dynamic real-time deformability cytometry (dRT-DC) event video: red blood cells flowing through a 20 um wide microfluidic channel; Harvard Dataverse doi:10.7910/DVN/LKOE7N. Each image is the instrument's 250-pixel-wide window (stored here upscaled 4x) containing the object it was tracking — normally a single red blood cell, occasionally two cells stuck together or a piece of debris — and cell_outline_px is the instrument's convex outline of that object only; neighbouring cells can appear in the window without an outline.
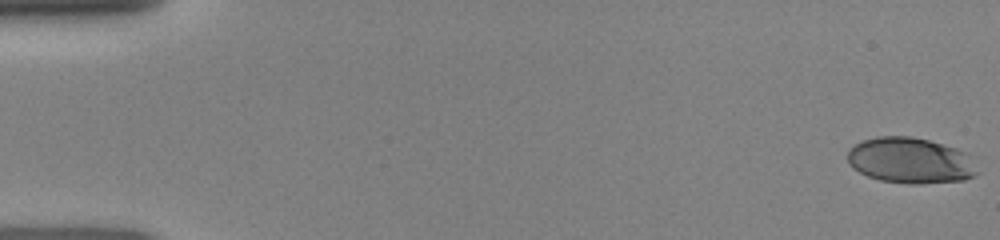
{"species": "human", "species_latin": "Homo sapiens", "temperature_condition": "room temperature", "stored_images_in_passage": 24, "camera_frame_rate_fps": 3000, "um_per_image_px": 0.085, "donor": {"sex": "female"}, "frame": {"image": 1, "passage_image": 1, "time_ms": 0.0, "image_size_px": [1000, 240], "cell_outline_px": [[980, 172], [976, 176], [964, 180], [920, 184], [908, 184], [880, 180], [868, 176], [852, 168], [848, 164], [848, 148], [864, 140], [876, 136], [912, 136], [928, 140], [956, 148], [968, 152]], "centroid_in_image_um": [77.41, 13.65], "position_along_channel_um": 7.6, "area_um2": 35.08}}
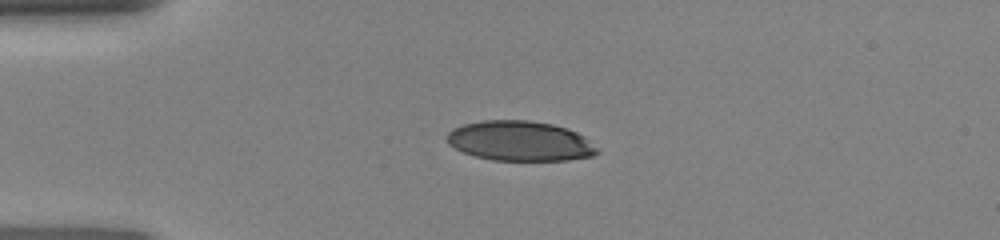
{"frame": {"image": 2, "passage_image": 19, "time_ms": 3.667, "image_size_px": [1000, 240], "cell_outline_px": [[600, 152], [592, 156], [568, 160], [492, 160], [476, 156], [464, 152], [448, 144], [448, 132], [452, 128], [464, 124], [480, 120], [528, 120], [552, 124], [568, 128], [584, 136], [600, 148]], "centroid_in_image_um": [44.24, 11.98], "position_along_channel_um": 40.8, "area_um2": 35.08}}
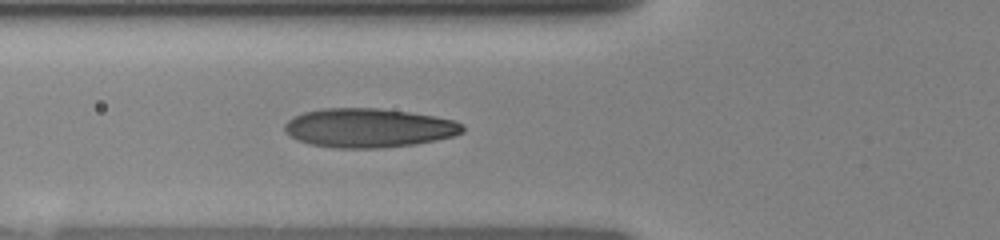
{"frame": {"image": 3, "passage_image": 24, "time_ms": 5.667, "image_size_px": [1000, 240], "cell_outline_px": [[464, 132], [452, 136], [436, 140], [412, 144], [380, 148], [336, 148], [312, 144], [296, 140], [284, 128], [284, 124], [288, 120], [304, 112], [324, 108], [376, 108], [408, 112], [436, 116], [452, 120], [464, 124]], "centroid_in_image_um": [31.35, 10.87], "position_along_channel_um": 94.4, "area_um2": 40.23}}